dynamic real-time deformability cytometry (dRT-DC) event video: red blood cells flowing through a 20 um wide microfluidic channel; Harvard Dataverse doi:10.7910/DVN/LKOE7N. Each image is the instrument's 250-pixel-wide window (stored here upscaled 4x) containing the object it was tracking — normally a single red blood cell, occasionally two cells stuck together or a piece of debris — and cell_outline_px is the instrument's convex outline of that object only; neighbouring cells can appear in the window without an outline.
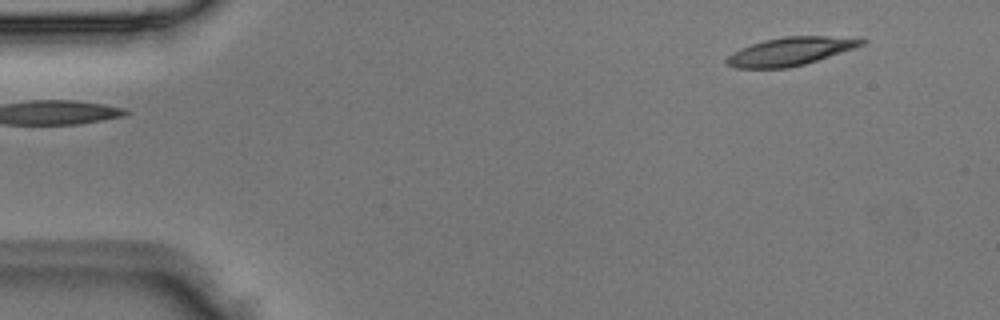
{"species": "Egyptian fruit bat (a non-hibernating species)", "species_latin": "Rousettus aegyptiacus", "temperature_condition": "room temperature", "stored_images_in_passage": 3, "camera_frame_rate_fps": 3000, "um_per_image_px": 0.085, "animal": {"sex": "male"}, "frame": {"image": 1, "passage_image": 3, "time_ms": 0.667, "image_size_px": [1000, 320], "cell_outline_px": [[868, 40], [864, 44], [804, 64], [788, 68], [736, 68], [728, 64], [724, 60], [732, 52], [740, 48], [764, 40], [784, 36], [828, 36]], "centroid_in_image_um": [67.1, 4.37], "position_along_channel_um": 17.9, "area_um2": 21.73}}